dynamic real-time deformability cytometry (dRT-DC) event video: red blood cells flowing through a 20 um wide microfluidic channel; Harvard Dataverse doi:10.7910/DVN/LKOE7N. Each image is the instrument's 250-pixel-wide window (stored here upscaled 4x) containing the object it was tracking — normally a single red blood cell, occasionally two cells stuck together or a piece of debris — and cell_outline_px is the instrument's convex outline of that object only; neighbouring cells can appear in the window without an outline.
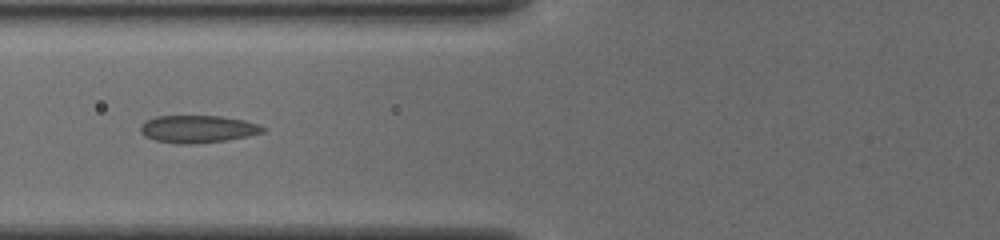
{"species": "common noctule bat (a hibernating species)", "species_latin": "Nyctalus noctula", "temperature_condition": "cold", "stored_images_in_passage": 11, "camera_frame_rate_fps": 3000, "um_per_image_px": 0.085, "animal": {"sex": "female", "body_mass_g": 19.5, "forearm_length_mm": 54.1}, "frame": {"image": 1, "passage_image": 8, "time_ms": 2.333, "image_size_px": [1000, 240], "cell_outline_px": [[264, 132], [224, 140], [192, 144], [176, 144], [156, 140], [144, 136], [140, 132], [140, 124], [144, 120], [156, 116], [220, 116], [244, 120], [260, 124], [264, 128]], "centroid_in_image_um": [16.74, 10.96], "position_along_channel_um": 109.1, "area_um2": 19.54}}
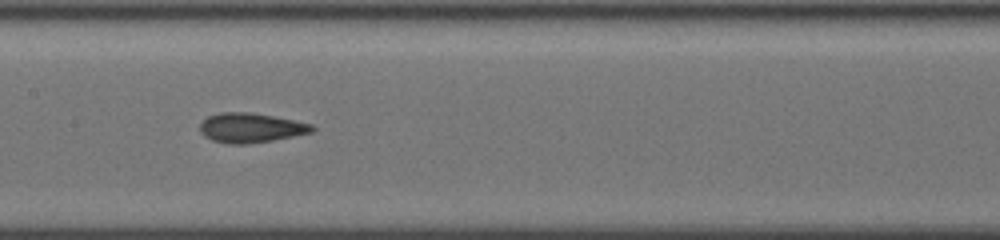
{"frame": {"image": 2, "passage_image": 10, "time_ms": 3.0, "image_size_px": [1000, 240], "cell_outline_px": [[316, 128], [312, 132], [272, 140], [248, 144], [228, 144], [212, 140], [204, 136], [200, 132], [200, 124], [208, 116], [220, 112], [248, 112], [272, 116], [312, 124]], "centroid_in_image_um": [21.28, 10.87], "position_along_channel_um": 186.1, "area_um2": 19.19}}